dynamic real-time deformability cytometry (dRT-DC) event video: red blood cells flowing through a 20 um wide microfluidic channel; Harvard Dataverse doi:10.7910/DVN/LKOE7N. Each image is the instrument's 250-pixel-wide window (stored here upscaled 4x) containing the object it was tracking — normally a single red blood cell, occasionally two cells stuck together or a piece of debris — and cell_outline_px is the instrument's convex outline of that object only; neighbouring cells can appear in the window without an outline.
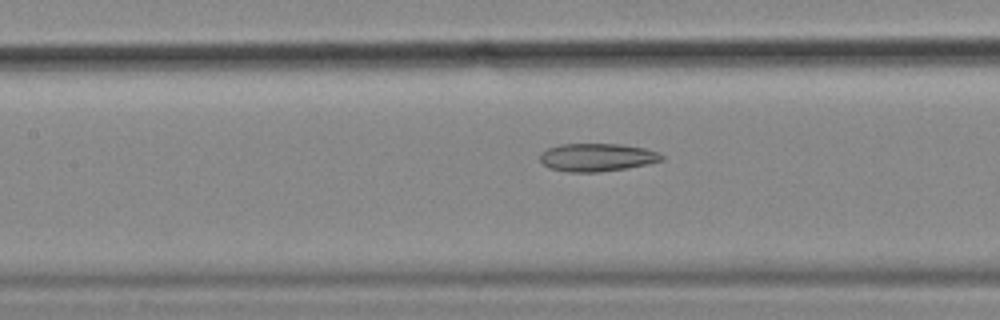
{"species": "common noctule bat (a hibernating species)", "species_latin": "Nyctalus noctula", "temperature_condition": "cold", "stored_images_in_passage": 35, "camera_frame_rate_fps": 3000, "um_per_image_px": 0.085, "animal": {"sex": "female", "body_mass_g": 18.4}, "frame": {"image": 1, "passage_image": 16, "time_ms": 5.0, "image_size_px": [1000, 320], "cell_outline_px": [[664, 160], [648, 164], [628, 168], [600, 172], [568, 172], [548, 168], [540, 160], [540, 152], [548, 148], [560, 144], [620, 144], [644, 148], [660, 152], [664, 156]], "centroid_in_image_um": [50.76, 13.38], "position_along_channel_um": 156.6, "area_um2": 20.06}}
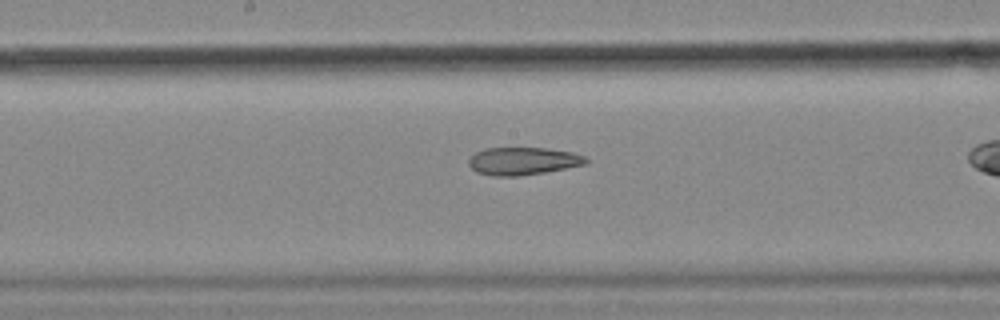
{"frame": {"image": 2, "passage_image": 20, "time_ms": 6.333, "image_size_px": [1000, 320], "cell_outline_px": [[588, 164], [544, 172], [516, 176], [492, 176], [476, 172], [468, 164], [468, 160], [476, 152], [484, 148], [544, 148], [572, 152], [584, 156], [588, 160]], "centroid_in_image_um": [44.44, 13.69], "position_along_channel_um": 203.8, "area_um2": 18.84}}